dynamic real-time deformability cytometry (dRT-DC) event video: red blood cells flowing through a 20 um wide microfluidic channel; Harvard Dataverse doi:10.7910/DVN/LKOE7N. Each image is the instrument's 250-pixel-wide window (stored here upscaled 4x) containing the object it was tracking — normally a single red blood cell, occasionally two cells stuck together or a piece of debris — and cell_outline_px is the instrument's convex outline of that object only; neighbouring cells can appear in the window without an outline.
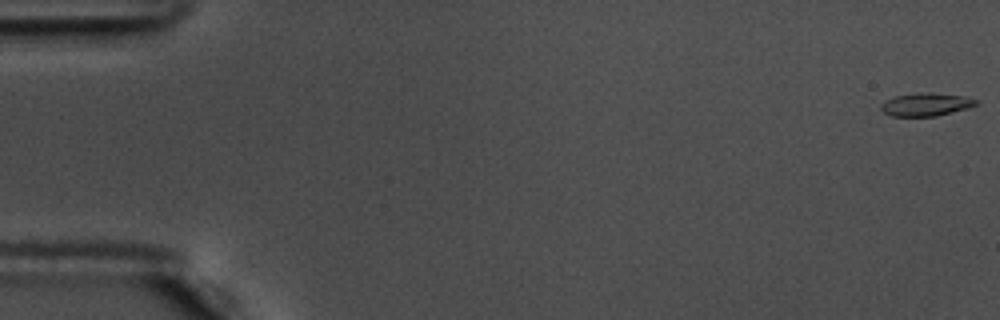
{"species": "common noctule bat (a hibernating species)", "species_latin": "Nyctalus noctula", "temperature_condition": "warm", "stored_images_in_passage": 57, "camera_frame_rate_fps": 3000, "um_per_image_px": 0.085, "animal": {"sex": "male", "body_mass_g": 17.5, "forearm_length_mm": 52.3}, "frame": {"image": 1, "passage_image": 1, "time_ms": 0.0, "image_size_px": [1000, 320], "cell_outline_px": [[980, 104], [968, 108], [936, 116], [892, 116], [884, 112], [880, 108], [880, 104], [884, 100], [896, 96], [920, 92], [932, 92], [964, 96], [980, 100]], "centroid_in_image_um": [78.74, 8.87], "position_along_channel_um": 6.3, "area_um2": 12.95}}
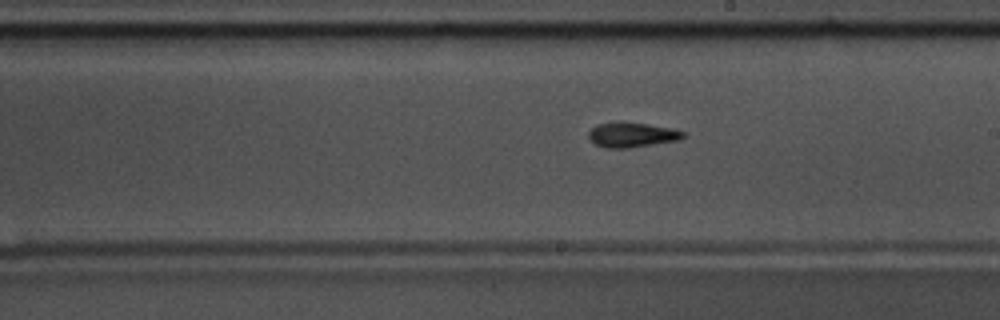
{"frame": {"image": 2, "passage_image": 33, "time_ms": 10.667, "image_size_px": [1000, 320], "cell_outline_px": [[688, 136], [680, 140], [628, 148], [604, 148], [588, 140], [588, 132], [596, 124], [648, 124], [672, 128], [684, 132]], "centroid_in_image_um": [53.75, 11.5], "position_along_channel_um": 235.3, "area_um2": 13.41}}
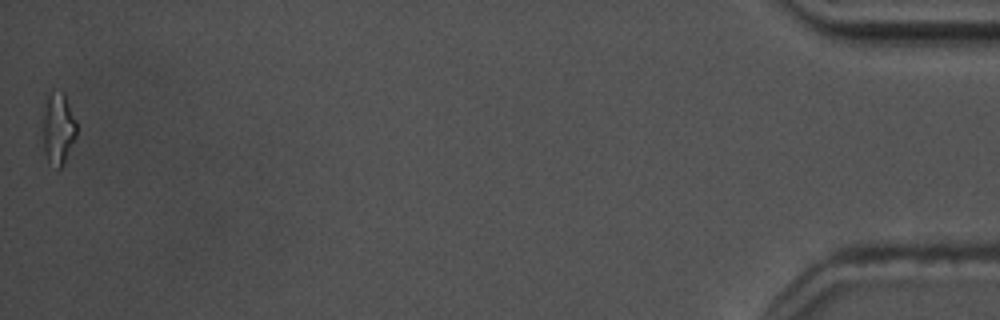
{"frame": {"image": 3, "passage_image": 57, "time_ms": 18.667, "image_size_px": [1000, 320], "cell_outline_px": [[76, 136], [60, 168], [56, 172], [48, 160], [44, 152], [36, 132], [40, 116], [48, 92], [52, 88], [64, 92], [76, 120]], "centroid_in_image_um": [4.81, 10.87], "position_along_channel_um": 430.4, "area_um2": 15.61}, "authors_computed_cell_mechanics": {"area_um2": 13.1206, "velocity_mm_per_s": 3.6396, "shape_relaxation_time_tau1_ms": 9.7352, "shape_relaxation_time_tau2_ms": 8.8617, "deformation_change_tau1": 0.2588, "deformation_change_tau2": 0.2277}}